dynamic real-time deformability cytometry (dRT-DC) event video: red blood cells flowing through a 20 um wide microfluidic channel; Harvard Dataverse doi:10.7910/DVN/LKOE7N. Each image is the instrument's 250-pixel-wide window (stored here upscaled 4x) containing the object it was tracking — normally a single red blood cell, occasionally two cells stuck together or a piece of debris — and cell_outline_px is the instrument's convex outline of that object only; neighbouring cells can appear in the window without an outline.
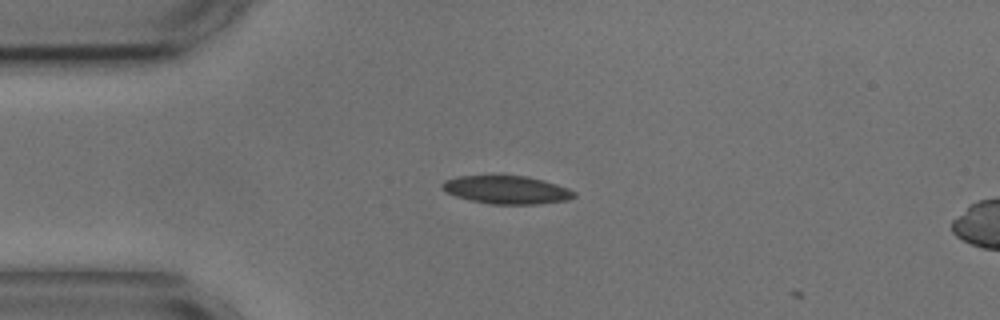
{"species": "common noctule bat (a hibernating species)", "species_latin": "Nyctalus noctula", "temperature_condition": "cold", "stored_images_in_passage": 2, "camera_frame_rate_fps": 3000, "um_per_image_px": 0.085, "animal": {"sex": "male", "body_mass_g": 17.9, "forearm_length_mm": 54.2}, "frame": {"image": 1, "passage_image": 1, "time_ms": 0.0, "image_size_px": [1000, 320], "cell_outline_px": [[576, 196], [568, 200], [536, 204], [492, 204], [472, 200], [456, 196], [440, 188], [440, 184], [444, 180], [456, 176], [504, 172], [528, 176], [544, 180], [568, 188], [576, 192]], "centroid_in_image_um": [43.03, 16.07], "position_along_channel_um": 42.0, "area_um2": 22.6}}